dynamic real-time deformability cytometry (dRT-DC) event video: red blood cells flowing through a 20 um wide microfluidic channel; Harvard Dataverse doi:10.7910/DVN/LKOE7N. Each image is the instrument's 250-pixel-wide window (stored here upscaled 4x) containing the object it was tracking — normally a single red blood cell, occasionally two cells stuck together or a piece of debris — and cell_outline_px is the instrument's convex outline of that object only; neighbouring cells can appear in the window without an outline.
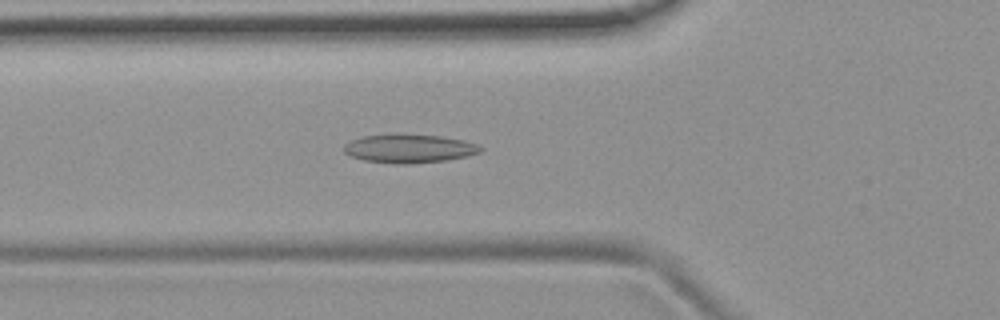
{"species": "common noctule bat (a hibernating species)", "species_latin": "Nyctalus noctula", "temperature_condition": "room temperature", "stored_images_in_passage": 48, "camera_frame_rate_fps": 3000, "um_per_image_px": 0.085, "animal": {"sex": "female", "body_mass_g": 19.9}, "frame": {"image": 1, "passage_image": 14, "time_ms": 4.333, "image_size_px": [1000, 320], "cell_outline_px": [[484, 148], [480, 152], [468, 156], [448, 160], [412, 164], [396, 164], [364, 160], [348, 156], [344, 152], [344, 144], [352, 140], [364, 136], [440, 136], [464, 140], [476, 144]], "centroid_in_image_um": [34.8, 12.67], "position_along_channel_um": 91.0, "area_um2": 22.25}}
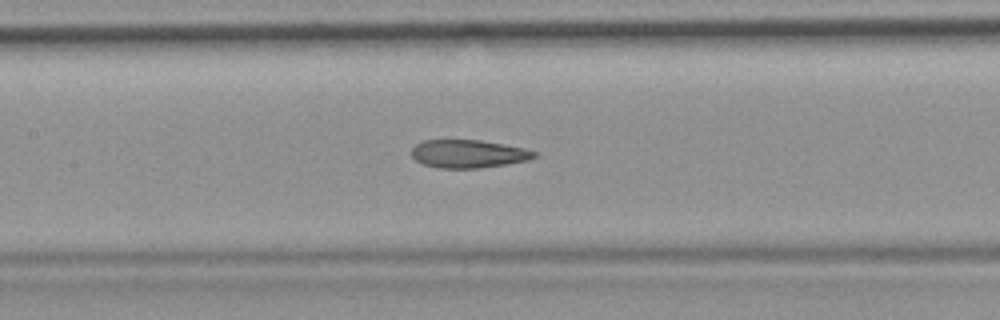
{"frame": {"image": 2, "passage_image": 20, "time_ms": 6.333, "image_size_px": [1000, 320], "cell_outline_px": [[540, 152], [536, 156], [528, 160], [504, 164], [476, 168], [440, 168], [424, 164], [416, 160], [412, 156], [412, 148], [416, 144], [424, 140], [480, 140], [504, 144], [524, 148]], "centroid_in_image_um": [39.83, 13.06], "position_along_channel_um": 167.6, "area_um2": 19.94}}
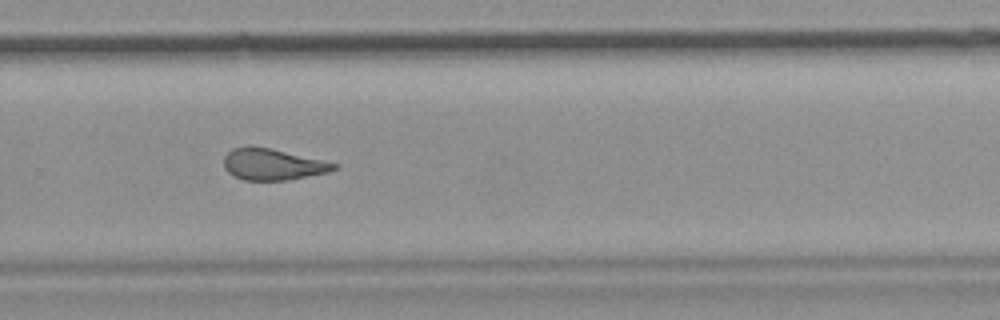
{"frame": {"image": 3, "passage_image": 31, "time_ms": 10.0, "image_size_px": [1000, 320], "cell_outline_px": [[340, 164], [336, 168], [328, 172], [288, 180], [244, 180], [228, 172], [224, 168], [224, 156], [232, 148], [268, 148]], "centroid_in_image_um": [23.19, 14.0], "position_along_channel_um": 306.6, "area_um2": 19.54}, "authors_computed_cell_mechanics": {"area_um2": 21.2993, "velocity_mm_per_s": 3.8089, "shape_relaxation_time_tau1_ms": null, "shape_relaxation_time_tau2_ms": 2.0256, "deformation_change_tau1": null, "deformation_change_tau2": 0.0953}}